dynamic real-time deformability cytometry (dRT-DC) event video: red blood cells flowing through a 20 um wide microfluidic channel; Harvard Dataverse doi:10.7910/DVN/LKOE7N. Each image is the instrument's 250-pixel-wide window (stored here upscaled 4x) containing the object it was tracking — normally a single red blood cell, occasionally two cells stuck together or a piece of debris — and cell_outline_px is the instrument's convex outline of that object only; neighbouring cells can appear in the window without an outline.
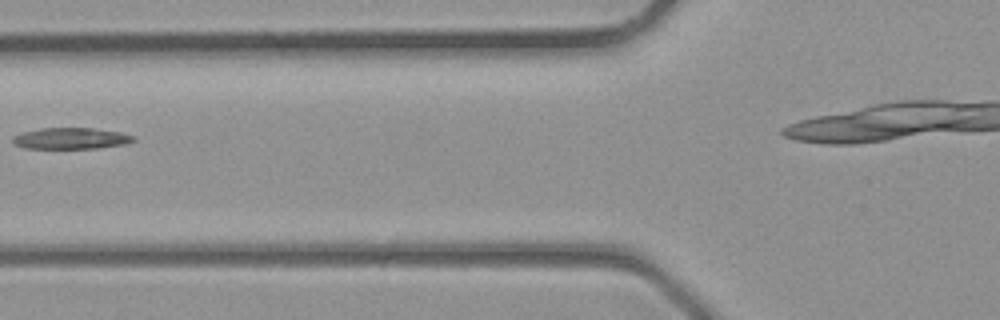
{"species": "common noctule bat (a hibernating species)", "species_latin": "Nyctalus noctula", "temperature_condition": "room temperature", "stored_images_in_passage": 6, "camera_frame_rate_fps": 3000, "um_per_image_px": 0.085, "animal": {"sex": "male", "body_mass_g": 23.1, "forearm_length_mm": 52.7}, "frame": {"image": 1, "passage_image": 5, "time_ms": 1.333, "image_size_px": [1000, 320], "cell_outline_px": [[136, 140], [124, 144], [96, 148], [24, 148], [16, 144], [12, 140], [12, 136], [24, 132], [40, 128], [92, 128], [120, 132], [136, 136]], "centroid_in_image_um": [6.05, 11.76], "position_along_channel_um": 119.8, "area_um2": 14.85}}